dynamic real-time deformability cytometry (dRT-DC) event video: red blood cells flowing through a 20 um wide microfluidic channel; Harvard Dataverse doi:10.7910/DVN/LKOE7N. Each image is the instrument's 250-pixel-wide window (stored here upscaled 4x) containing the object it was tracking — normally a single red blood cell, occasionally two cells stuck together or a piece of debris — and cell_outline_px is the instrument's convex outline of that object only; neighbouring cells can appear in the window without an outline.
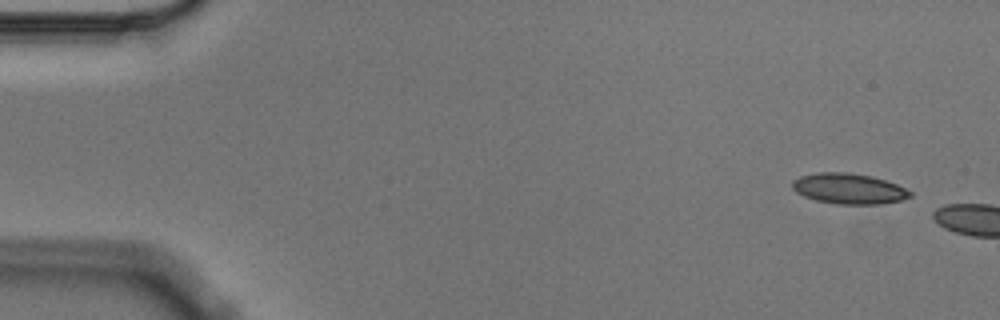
{"species": "Egyptian fruit bat (a non-hibernating species)", "species_latin": "Rousettus aegyptiacus", "temperature_condition": "cold", "stored_images_in_passage": 2, "camera_frame_rate_fps": 3000, "um_per_image_px": 0.085, "animal": {"sex": "male"}, "frame": {"image": 1, "passage_image": 1, "time_ms": 0.0, "image_size_px": [1000, 320], "cell_outline_px": [[912, 196], [900, 200], [880, 204], [836, 204], [816, 200], [804, 196], [796, 192], [792, 188], [792, 180], [800, 176], [816, 172], [848, 172], [872, 176], [896, 184], [912, 192]], "centroid_in_image_um": [72.12, 16.03], "position_along_channel_um": 12.9, "area_um2": 20.98}}